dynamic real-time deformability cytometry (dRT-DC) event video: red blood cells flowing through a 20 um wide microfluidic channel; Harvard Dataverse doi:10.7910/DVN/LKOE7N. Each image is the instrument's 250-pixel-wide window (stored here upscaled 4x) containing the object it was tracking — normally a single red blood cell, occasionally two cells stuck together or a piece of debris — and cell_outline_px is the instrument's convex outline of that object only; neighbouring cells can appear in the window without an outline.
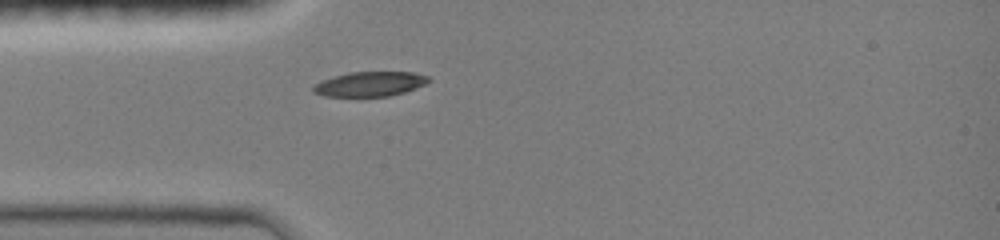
{"species": "common noctule bat (a hibernating species)", "species_latin": "Nyctalus noctula", "temperature_condition": "room temperature", "stored_images_in_passage": 32, "camera_frame_rate_fps": 3000, "um_per_image_px": 0.085, "animal": {"sex": "female", "body_mass_g": 19.0, "forearm_length_mm": 51.5}, "frame": {"image": 1, "passage_image": 1, "time_ms": 0.0, "image_size_px": [1000, 240], "cell_outline_px": [[432, 80], [424, 84], [404, 92], [388, 96], [324, 96], [312, 92], [312, 88], [316, 84], [332, 76], [348, 72], [412, 72], [428, 76]], "centroid_in_image_um": [31.43, 7.13], "position_along_channel_um": 53.6, "area_um2": 16.47}}
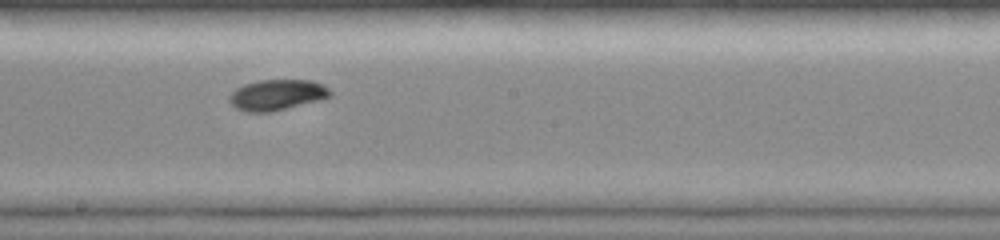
{"frame": {"image": 2, "passage_image": 14, "time_ms": 4.333, "image_size_px": [1000, 240], "cell_outline_px": [[332, 96], [320, 100], [272, 112], [248, 112], [236, 108], [228, 100], [228, 96], [236, 88], [244, 84], [260, 80], [312, 80], [324, 84], [332, 92]], "centroid_in_image_um": [23.56, 8.06], "position_along_channel_um": 224.6, "area_um2": 18.21}}
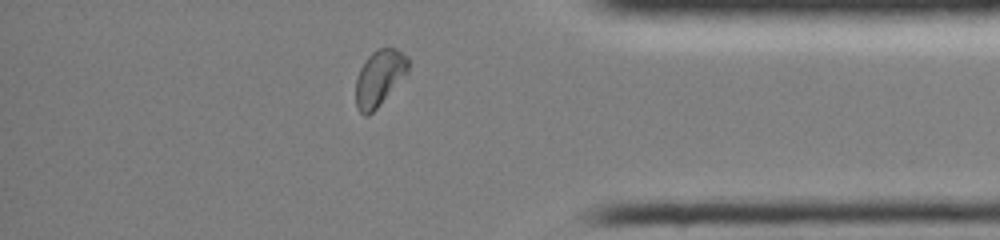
{"frame": {"image": 3, "passage_image": 28, "time_ms": 9.0, "image_size_px": [1000, 240], "cell_outline_px": [[408, 72], [376, 108], [368, 116], [364, 116], [356, 108], [356, 80], [360, 68], [364, 60], [372, 52], [380, 48], [396, 48], [408, 56]], "centroid_in_image_um": [32.23, 6.61], "position_along_channel_um": 403.0, "area_um2": 16.94}, "authors_computed_cell_mechanics": {"area_um2": 17.3978, "velocity_mm_per_s": 4.0253, "shape_relaxation_time_tau1_ms": 2.8274, "shape_relaxation_time_tau2_ms": 9.0976, "deformation_change_tau1": 0.0879, "deformation_change_tau2": 0.1159}}